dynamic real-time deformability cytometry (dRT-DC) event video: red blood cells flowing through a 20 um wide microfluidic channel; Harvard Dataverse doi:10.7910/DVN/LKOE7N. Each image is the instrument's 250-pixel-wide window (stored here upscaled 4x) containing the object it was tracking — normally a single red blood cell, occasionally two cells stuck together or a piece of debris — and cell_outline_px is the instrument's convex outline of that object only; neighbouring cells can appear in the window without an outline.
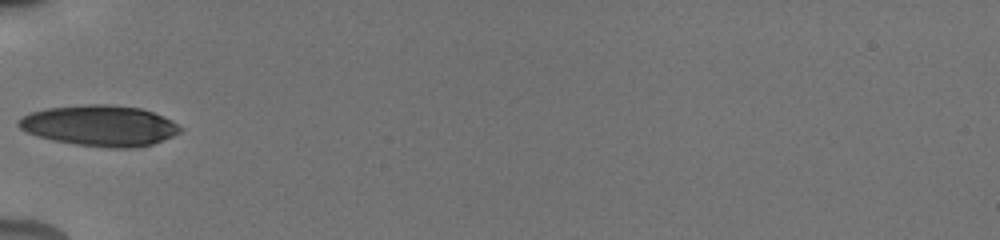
{"species": "human", "species_latin": "Homo sapiens", "temperature_condition": "cold", "stored_images_in_passage": 6, "camera_frame_rate_fps": 3000, "um_per_image_px": 0.085, "donor": {"sex": "male"}, "frame": {"image": 1, "passage_image": 1, "time_ms": 0.0, "image_size_px": [1000, 240], "cell_outline_px": [[184, 128], [180, 132], [172, 136], [152, 144], [136, 148], [112, 148], [76, 144], [52, 140], [28, 132], [20, 128], [16, 124], [24, 116], [32, 112], [48, 108], [88, 104], [108, 104], [140, 108], [152, 112], [172, 120]], "centroid_in_image_um": [8.53, 10.68], "position_along_channel_um": 76.5, "area_um2": 38.15}}